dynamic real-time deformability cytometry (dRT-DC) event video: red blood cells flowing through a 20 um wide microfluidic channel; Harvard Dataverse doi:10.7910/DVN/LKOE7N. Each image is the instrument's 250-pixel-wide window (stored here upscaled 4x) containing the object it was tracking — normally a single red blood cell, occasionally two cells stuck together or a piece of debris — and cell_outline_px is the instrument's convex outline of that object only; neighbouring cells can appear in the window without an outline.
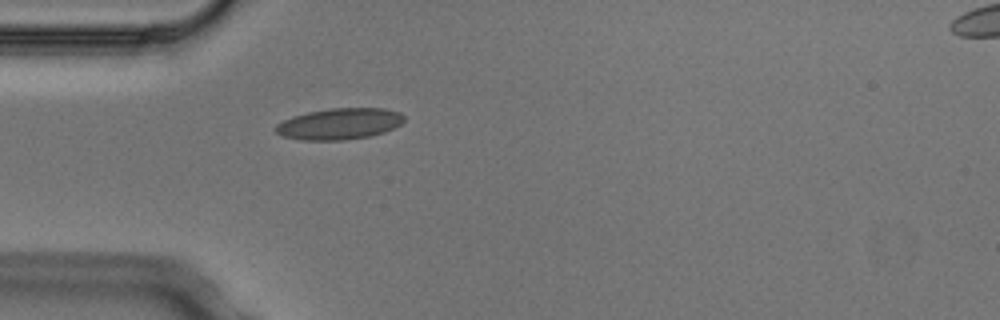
{"species": "Egyptian fruit bat (a non-hibernating species)", "species_latin": "Rousettus aegyptiacus", "temperature_condition": "cold", "stored_images_in_passage": 5, "camera_frame_rate_fps": 3000, "um_per_image_px": 0.085, "animal": {"sex": "male"}, "frame": {"image": 1, "passage_image": 5, "time_ms": 1.333, "image_size_px": [1000, 320], "cell_outline_px": [[404, 120], [400, 124], [384, 132], [368, 136], [344, 140], [300, 140], [284, 136], [276, 132], [276, 124], [292, 116], [308, 112], [332, 108], [384, 108], [400, 112], [404, 116]], "centroid_in_image_um": [28.85, 10.52], "position_along_channel_um": 56.1, "area_um2": 23.24}}